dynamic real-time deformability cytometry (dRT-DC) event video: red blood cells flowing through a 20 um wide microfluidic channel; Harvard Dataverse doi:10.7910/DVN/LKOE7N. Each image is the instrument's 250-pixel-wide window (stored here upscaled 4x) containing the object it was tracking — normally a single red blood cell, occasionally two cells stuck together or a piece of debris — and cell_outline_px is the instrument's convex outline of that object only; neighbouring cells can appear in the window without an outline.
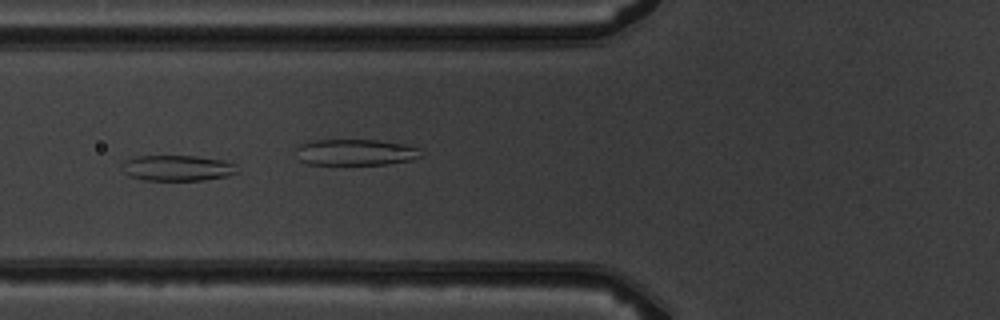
{"species": "common noctule bat (a hibernating species)", "species_latin": "Nyctalus noctula", "temperature_condition": "warm", "stored_images_in_passage": 10, "camera_frame_rate_fps": 3000, "um_per_image_px": 0.085, "animal": {"sex": "male", "body_mass_g": 19.5, "forearm_length_mm": 54.6}, "frame": {"image": 1, "passage_image": 7, "time_ms": 7.0, "image_size_px": [1000, 320], "cell_outline_px": [[240, 172], [228, 176], [200, 180], [144, 180], [128, 176], [124, 172], [124, 164], [128, 160], [136, 156], [196, 156], [224, 160], [236, 164]], "centroid_in_image_um": [15.16, 14.28], "position_along_channel_um": 110.6, "area_um2": 17.22}}